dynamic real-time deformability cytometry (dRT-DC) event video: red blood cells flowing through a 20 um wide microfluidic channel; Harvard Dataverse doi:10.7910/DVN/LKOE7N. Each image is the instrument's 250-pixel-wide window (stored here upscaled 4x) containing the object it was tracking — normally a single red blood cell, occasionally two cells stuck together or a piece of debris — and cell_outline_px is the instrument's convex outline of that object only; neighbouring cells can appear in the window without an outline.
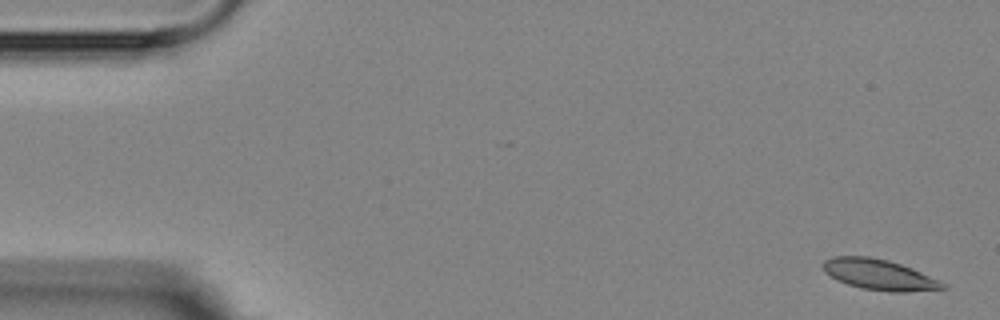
{"species": "Egyptian fruit bat (a non-hibernating species)", "species_latin": "Rousettus aegyptiacus", "temperature_condition": "room temperature", "stored_images_in_passage": 6, "camera_frame_rate_fps": 3000, "um_per_image_px": 0.085, "animal": {"sex": "female"}, "frame": {"image": 1, "passage_image": 1, "time_ms": 0.0, "image_size_px": [1000, 320], "cell_outline_px": [[948, 288], [908, 292], [888, 292], [860, 288], [836, 280], [824, 272], [824, 260], [832, 256], [868, 256], [888, 260], [912, 268], [940, 280], [948, 284]], "centroid_in_image_um": [74.76, 23.35], "position_along_channel_um": 10.2, "area_um2": 21.56}}
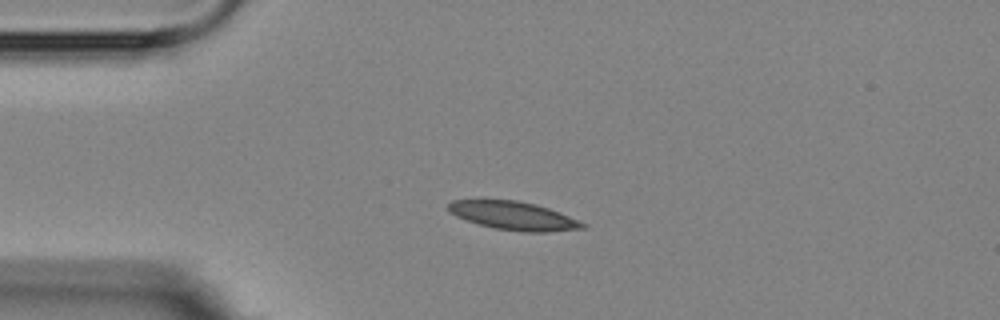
{"frame": {"image": 2, "passage_image": 4, "time_ms": 3.667, "image_size_px": [1000, 320], "cell_outline_px": [[588, 224], [584, 228], [548, 232], [524, 232], [496, 228], [480, 224], [456, 216], [448, 208], [448, 204], [452, 200], [516, 200], [536, 204], [560, 212]], "centroid_in_image_um": [43.71, 18.34], "position_along_channel_um": 41.3, "area_um2": 21.96}}